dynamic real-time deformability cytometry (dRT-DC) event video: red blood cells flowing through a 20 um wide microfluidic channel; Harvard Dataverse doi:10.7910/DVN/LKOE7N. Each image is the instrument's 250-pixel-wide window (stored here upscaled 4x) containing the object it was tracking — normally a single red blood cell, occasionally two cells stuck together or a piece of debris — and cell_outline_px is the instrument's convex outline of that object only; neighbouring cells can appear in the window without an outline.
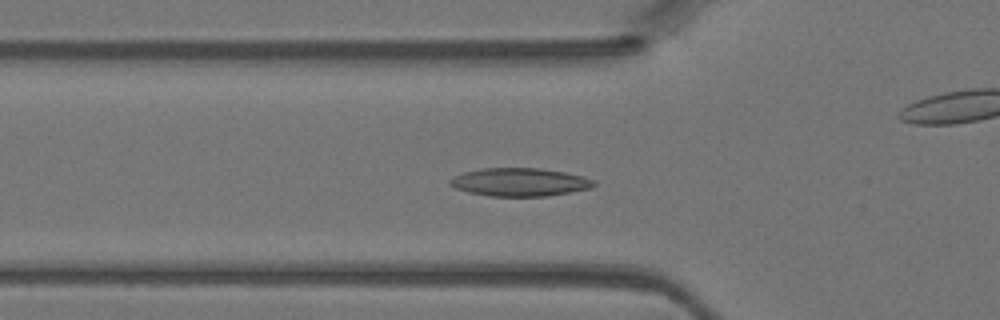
{"species": "Egyptian fruit bat (a non-hibernating species)", "species_latin": "Rousettus aegyptiacus", "temperature_condition": "warm", "stored_images_in_passage": 46, "camera_frame_rate_fps": 3000, "um_per_image_px": 0.085, "animal": {"sex": "female"}, "frame": {"image": 1, "passage_image": 15, "time_ms": 4.667, "image_size_px": [1000, 320], "cell_outline_px": [[596, 184], [592, 188], [548, 196], [488, 196], [468, 192], [456, 188], [448, 184], [448, 180], [452, 176], [464, 172], [480, 168], [540, 168], [564, 172], [584, 176], [596, 180]], "centroid_in_image_um": [44.17, 15.47], "position_along_channel_um": 81.6, "area_um2": 23.87}}
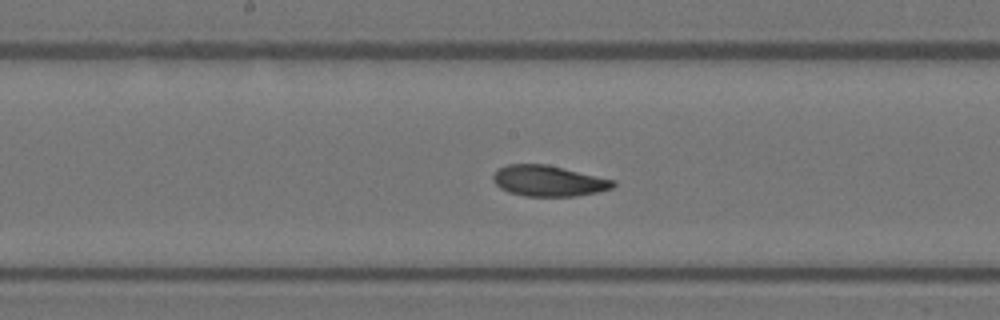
{"frame": {"image": 2, "passage_image": 23, "time_ms": 7.333, "image_size_px": [1000, 320], "cell_outline_px": [[616, 184], [612, 188], [596, 192], [576, 196], [524, 196], [508, 192], [500, 188], [492, 180], [492, 176], [500, 168], [508, 164], [548, 164], [616, 180]], "centroid_in_image_um": [46.63, 15.37], "position_along_channel_um": 201.6, "area_um2": 21.62}}
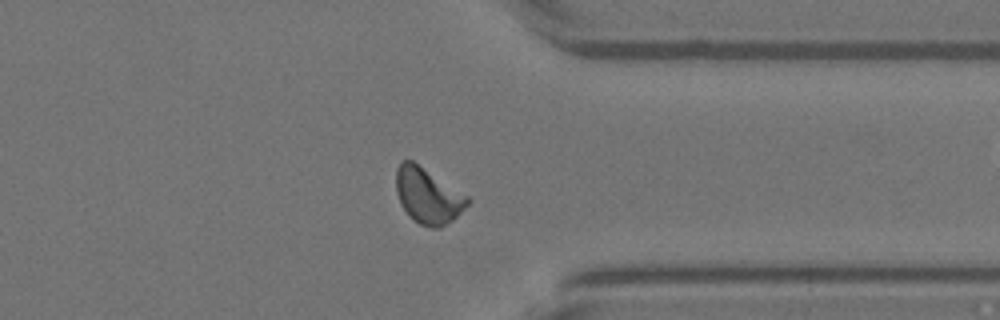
{"frame": {"image": 3, "passage_image": 35, "time_ms": 11.333, "image_size_px": [1000, 320], "cell_outline_px": [[472, 200], [452, 220], [440, 228], [432, 228], [420, 224], [412, 220], [400, 204], [396, 192], [396, 168], [400, 160], [412, 160], [468, 196]], "centroid_in_image_um": [36.34, 16.63], "position_along_channel_um": 375.1, "area_um2": 23.12}}